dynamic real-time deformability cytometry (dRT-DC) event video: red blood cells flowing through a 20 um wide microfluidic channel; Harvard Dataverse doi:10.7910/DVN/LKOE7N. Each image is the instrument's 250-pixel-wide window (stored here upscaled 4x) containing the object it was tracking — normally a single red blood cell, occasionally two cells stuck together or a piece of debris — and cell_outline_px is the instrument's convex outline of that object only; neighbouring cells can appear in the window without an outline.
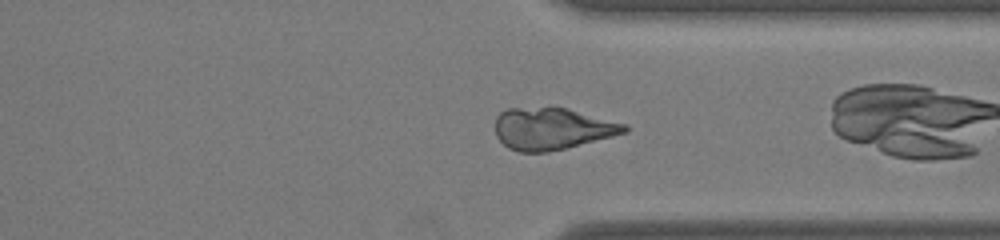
{"species": "common noctule bat (a hibernating species)", "species_latin": "Nyctalus noctula", "temperature_condition": "warm", "stored_images_in_passage": 20, "camera_frame_rate_fps": 3000, "um_per_image_px": 0.085, "animal": {"sex": "male", "body_mass_g": 19.0, "forearm_length_mm": 50.8}, "frame": {"image": 1, "passage_image": 17, "time_ms": 5.333, "image_size_px": [1000, 240], "cell_outline_px": [[628, 132], [548, 152], [520, 152], [508, 148], [496, 136], [496, 116], [500, 112], [508, 108], [552, 104], [568, 108], [628, 124]], "centroid_in_image_um": [46.92, 10.88], "position_along_channel_um": 364.5, "area_um2": 32.25}}